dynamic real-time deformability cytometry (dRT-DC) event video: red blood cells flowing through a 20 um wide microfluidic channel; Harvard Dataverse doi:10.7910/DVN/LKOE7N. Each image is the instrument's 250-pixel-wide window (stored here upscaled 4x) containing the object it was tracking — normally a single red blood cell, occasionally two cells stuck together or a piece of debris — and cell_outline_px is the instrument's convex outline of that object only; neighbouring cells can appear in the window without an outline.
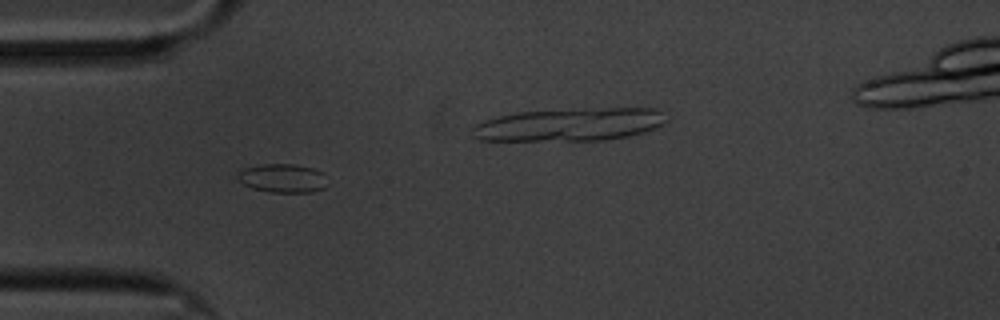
{"species": "common noctule bat (a hibernating species)", "species_latin": "Nyctalus noctula", "temperature_condition": "cold", "stored_images_in_passage": 48, "camera_frame_rate_fps": 3000, "um_per_image_px": 0.085, "animal": {"sex": "male", "body_mass_g": 20.1, "forearm_length_mm": 53.5}, "frame": {"image": 1, "passage_image": 5, "time_ms": 1.333, "image_size_px": [1000, 320], "cell_outline_px": [[324, 188], [312, 192], [272, 192], [252, 188], [244, 184], [236, 176], [236, 172], [244, 168], [260, 164], [292, 164], [312, 168], [324, 172]], "centroid_in_image_um": [23.98, 15.14], "position_along_channel_um": 61.0, "area_um2": 14.91}}
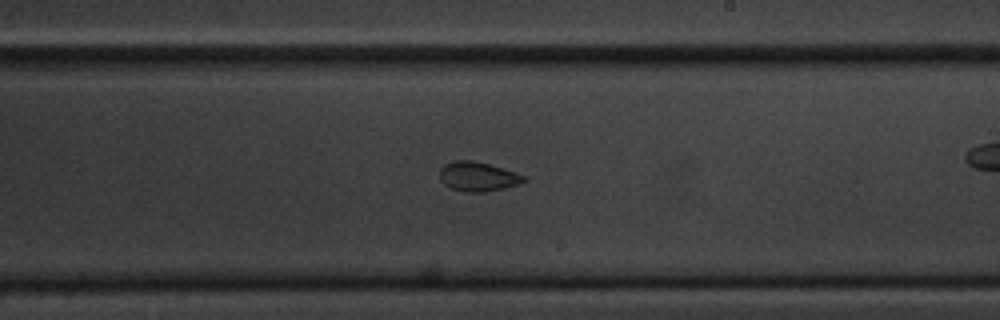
{"frame": {"image": 2, "passage_image": 22, "time_ms": 7.0, "image_size_px": [1000, 320], "cell_outline_px": [[528, 180], [520, 184], [504, 188], [484, 192], [464, 192], [452, 188], [444, 184], [440, 180], [440, 168], [444, 164], [456, 160], [472, 160], [488, 164], [524, 176]], "centroid_in_image_um": [40.59, 15.01], "position_along_channel_um": 248.4, "area_um2": 14.28}}
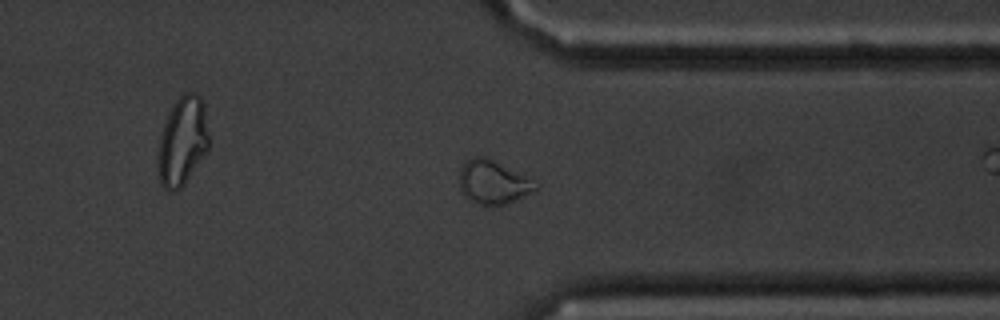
{"frame": {"image": 3, "passage_image": 33, "time_ms": 10.667, "image_size_px": [1000, 320], "cell_outline_px": [[540, 184], [536, 188], [504, 204], [476, 204], [468, 200], [464, 196], [460, 188], [460, 168], [472, 156], [484, 156]], "centroid_in_image_um": [41.83, 15.48], "position_along_channel_um": 369.6, "area_um2": 18.55}, "authors_computed_cell_mechanics": {"area_um2": 15.028, "velocity_mm_per_s": 3.3379, "shape_relaxation_time_tau1_ms": null, "shape_relaxation_time_tau2_ms": 2.3313, "deformation_change_tau1": null, "deformation_change_tau2": 0.048}}